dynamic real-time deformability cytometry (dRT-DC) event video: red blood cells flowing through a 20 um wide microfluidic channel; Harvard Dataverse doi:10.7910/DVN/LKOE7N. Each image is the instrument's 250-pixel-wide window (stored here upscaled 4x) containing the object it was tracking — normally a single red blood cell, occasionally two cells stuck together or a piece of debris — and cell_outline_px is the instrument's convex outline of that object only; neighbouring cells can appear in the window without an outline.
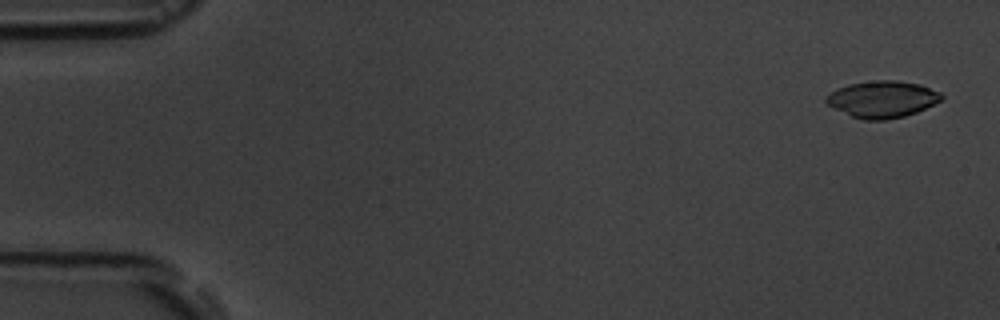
{"species": "common noctule bat (a hibernating species)", "species_latin": "Nyctalus noctula", "temperature_condition": "room temperature", "stored_images_in_passage": 5, "camera_frame_rate_fps": 3000, "um_per_image_px": 0.085, "animal": {"sex": "male", "body_mass_g": 19.5, "forearm_length_mm": 54.6}, "frame": {"image": 1, "passage_image": 1, "time_ms": 0.0, "image_size_px": [1000, 320], "cell_outline_px": [[944, 96], [940, 100], [916, 112], [904, 116], [884, 120], [864, 120], [852, 116], [828, 104], [824, 100], [824, 96], [848, 84], [876, 80], [896, 80], [920, 84], [940, 92]], "centroid_in_image_um": [75.0, 8.42], "position_along_channel_um": 10.0, "area_um2": 24.33}}
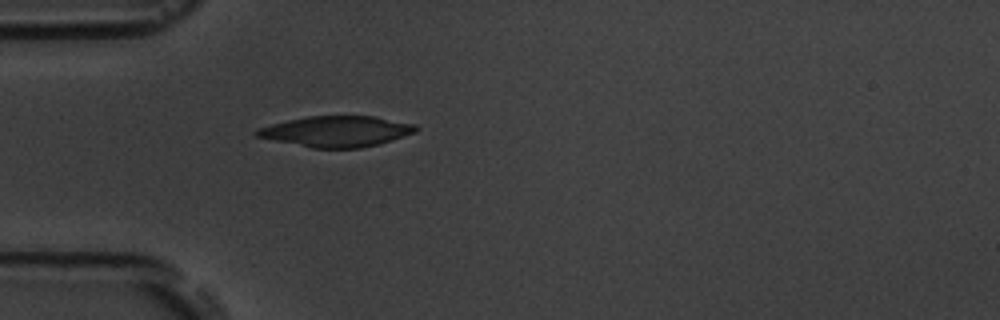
{"frame": {"image": 2, "passage_image": 5, "time_ms": 4.667, "image_size_px": [1000, 320], "cell_outline_px": [[420, 128], [416, 132], [380, 144], [360, 148], [312, 148], [256, 136], [252, 132], [260, 128], [272, 124], [288, 120], [308, 116], [376, 116], [416, 124]], "centroid_in_image_um": [28.66, 11.16], "position_along_channel_um": 56.3, "area_um2": 28.5}}